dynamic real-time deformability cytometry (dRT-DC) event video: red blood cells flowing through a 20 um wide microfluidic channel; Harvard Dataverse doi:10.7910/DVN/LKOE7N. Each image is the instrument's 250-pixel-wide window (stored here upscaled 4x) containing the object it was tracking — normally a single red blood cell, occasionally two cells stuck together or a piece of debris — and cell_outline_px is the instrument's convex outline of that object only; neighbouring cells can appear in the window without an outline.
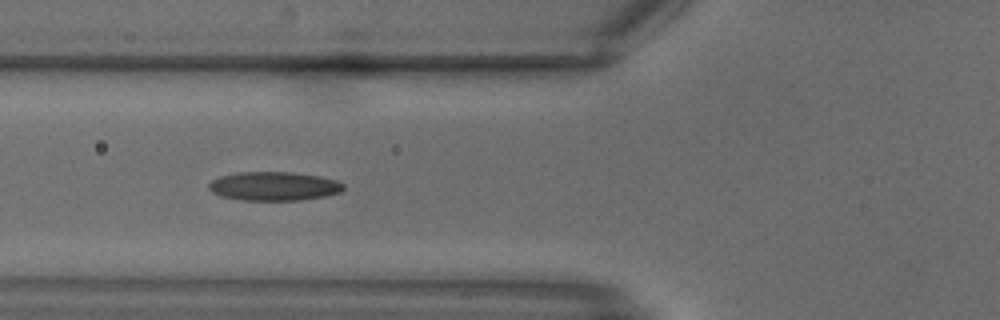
{"species": "common noctule bat (a hibernating species)", "species_latin": "Nyctalus noctula", "temperature_condition": "warm", "stored_images_in_passage": 13, "camera_frame_rate_fps": 3000, "um_per_image_px": 0.085, "animal": {"sex": "male", "body_mass_g": 18.8}, "frame": {"image": 1, "passage_image": 6, "time_ms": 1.667, "image_size_px": [1000, 320], "cell_outline_px": [[344, 188], [340, 192], [324, 196], [300, 200], [240, 200], [220, 196], [212, 192], [208, 188], [208, 184], [212, 180], [220, 176], [236, 172], [288, 172], [320, 176], [336, 180], [344, 184]], "centroid_in_image_um": [23.25, 15.82], "position_along_channel_um": 102.5, "area_um2": 22.66}}
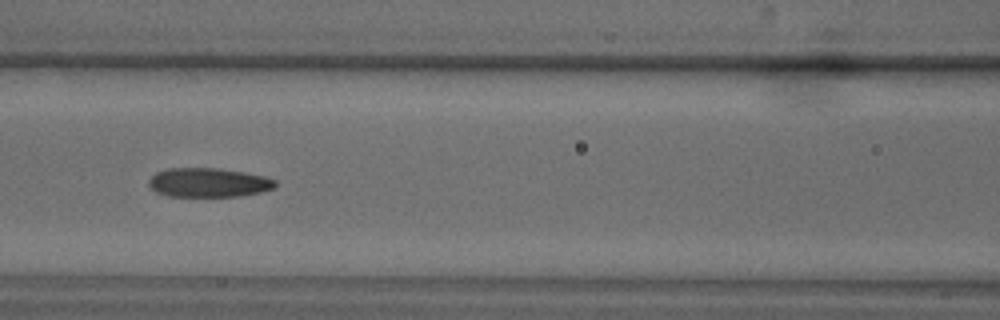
{"frame": {"image": 2, "passage_image": 8, "time_ms": 2.333, "image_size_px": [1000, 320], "cell_outline_px": [[276, 188], [260, 192], [240, 196], [168, 196], [156, 192], [148, 184], [148, 180], [156, 172], [168, 168], [216, 168], [244, 172], [264, 176], [276, 180]], "centroid_in_image_um": [17.73, 15.51], "position_along_channel_um": 148.9, "area_um2": 21.5}}
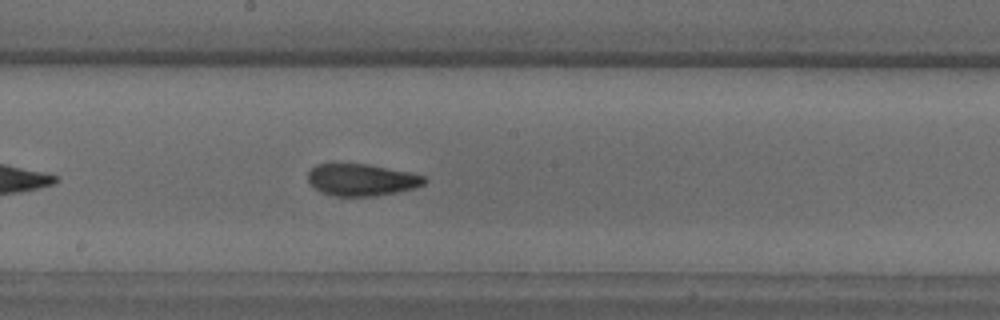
{"frame": {"image": 3, "passage_image": 11, "time_ms": 3.333, "image_size_px": [1000, 320], "cell_outline_px": [[428, 180], [424, 184], [412, 188], [396, 192], [372, 196], [332, 196], [320, 192], [308, 184], [308, 172], [316, 164], [368, 164], [408, 172], [424, 176]], "centroid_in_image_um": [30.69, 15.29], "position_along_channel_um": 217.5, "area_um2": 21.62}}